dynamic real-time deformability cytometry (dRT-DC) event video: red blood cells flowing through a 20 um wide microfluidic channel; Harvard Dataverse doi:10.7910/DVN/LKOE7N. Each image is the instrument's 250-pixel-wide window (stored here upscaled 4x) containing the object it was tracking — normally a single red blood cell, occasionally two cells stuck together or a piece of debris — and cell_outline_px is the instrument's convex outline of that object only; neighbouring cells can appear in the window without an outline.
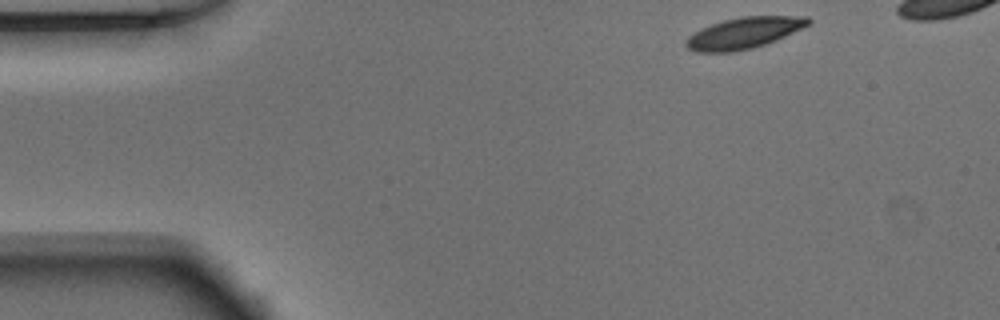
{"species": "Egyptian fruit bat (a non-hibernating species)", "species_latin": "Rousettus aegyptiacus", "temperature_condition": "warm", "stored_images_in_passage": 46, "camera_frame_rate_fps": 3000, "um_per_image_px": 0.085, "animal": {"sex": "male"}, "frame": {"image": 1, "passage_image": 1, "time_ms": 0.0, "image_size_px": [1000, 320], "cell_outline_px": [[812, 24], [776, 40], [752, 48], [732, 52], [696, 52], [688, 48], [684, 44], [684, 40], [688, 36], [712, 24], [724, 20], [740, 16], [808, 16], [812, 20]], "centroid_in_image_um": [63.27, 2.8], "position_along_channel_um": 21.7, "area_um2": 22.25}}
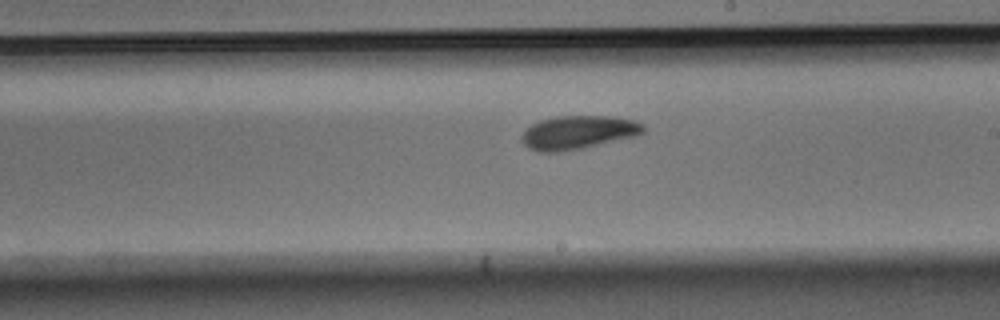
{"frame": {"image": 2, "passage_image": 24, "time_ms": 7.667, "image_size_px": [1000, 320], "cell_outline_px": [[644, 132], [636, 136], [580, 148], [556, 152], [540, 152], [528, 148], [520, 140], [520, 136], [532, 124], [540, 120], [556, 116], [612, 116], [636, 120], [644, 124]], "centroid_in_image_um": [49.14, 11.24], "position_along_channel_um": 239.9, "area_um2": 23.7}}
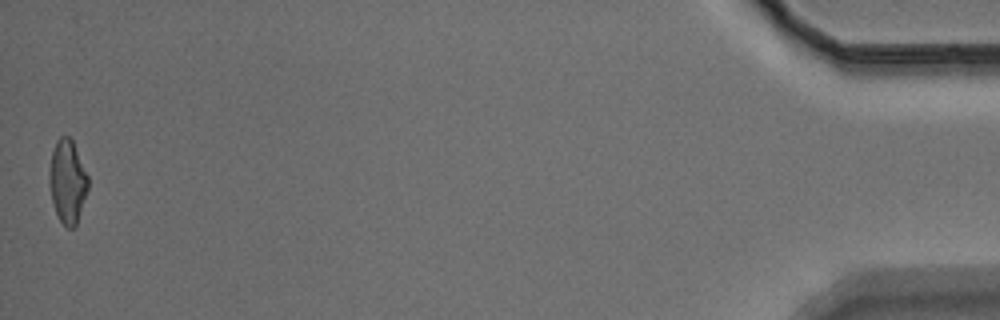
{"frame": {"image": 3, "passage_image": 46, "time_ms": 15.0, "image_size_px": [1000, 320], "cell_outline_px": [[88, 188], [76, 224], [72, 228], [68, 228], [60, 220], [56, 212], [52, 200], [52, 152], [56, 140], [60, 136], [68, 136], [72, 140], [88, 176]], "centroid_in_image_um": [5.78, 15.42], "position_along_channel_um": 429.4, "area_um2": 17.8}, "authors_computed_cell_mechanics": {"area_um2": 22.542, "velocity_mm_per_s": 3.8566, "shape_relaxation_time_tau1_ms": 2.7394, "shape_relaxation_time_tau2_ms": 2.7846, "deformation_change_tau1": 0.1006, "deformation_change_tau2": 0.0789}}